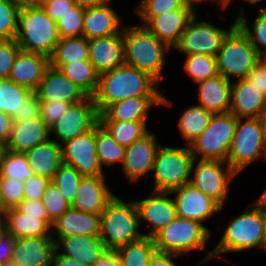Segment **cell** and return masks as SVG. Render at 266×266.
Returning a JSON list of instances; mask_svg holds the SVG:
<instances>
[{
    "label": "cell",
    "mask_w": 266,
    "mask_h": 266,
    "mask_svg": "<svg viewBox=\"0 0 266 266\" xmlns=\"http://www.w3.org/2000/svg\"><path fill=\"white\" fill-rule=\"evenodd\" d=\"M4 266H18V265L14 264V263H12V262H9V263H7V264L4 265Z\"/></svg>",
    "instance_id": "11e5206c"
},
{
    "label": "cell",
    "mask_w": 266,
    "mask_h": 266,
    "mask_svg": "<svg viewBox=\"0 0 266 266\" xmlns=\"http://www.w3.org/2000/svg\"><path fill=\"white\" fill-rule=\"evenodd\" d=\"M203 2H205V3H209V2L211 3L212 2L213 5L216 4L218 7H220L218 9H222V11L223 10L225 11L227 9L228 0H185V3L188 6H190L191 8H193L195 11H197V7H198L197 5H200Z\"/></svg>",
    "instance_id": "be15d7a7"
},
{
    "label": "cell",
    "mask_w": 266,
    "mask_h": 266,
    "mask_svg": "<svg viewBox=\"0 0 266 266\" xmlns=\"http://www.w3.org/2000/svg\"><path fill=\"white\" fill-rule=\"evenodd\" d=\"M170 193L175 202L177 217L205 223L210 231L206 221L225 209L189 183L173 189Z\"/></svg>",
    "instance_id": "e0dca14e"
},
{
    "label": "cell",
    "mask_w": 266,
    "mask_h": 266,
    "mask_svg": "<svg viewBox=\"0 0 266 266\" xmlns=\"http://www.w3.org/2000/svg\"><path fill=\"white\" fill-rule=\"evenodd\" d=\"M211 238H213L212 231L205 224L180 217H177L153 237L158 252L180 256L188 254L187 257L192 251H208L206 245Z\"/></svg>",
    "instance_id": "8992f818"
},
{
    "label": "cell",
    "mask_w": 266,
    "mask_h": 266,
    "mask_svg": "<svg viewBox=\"0 0 266 266\" xmlns=\"http://www.w3.org/2000/svg\"><path fill=\"white\" fill-rule=\"evenodd\" d=\"M19 9L41 7V0H11Z\"/></svg>",
    "instance_id": "e7e4bbea"
},
{
    "label": "cell",
    "mask_w": 266,
    "mask_h": 266,
    "mask_svg": "<svg viewBox=\"0 0 266 266\" xmlns=\"http://www.w3.org/2000/svg\"><path fill=\"white\" fill-rule=\"evenodd\" d=\"M16 238L4 227L0 230V265L4 266L12 261V254Z\"/></svg>",
    "instance_id": "9f6ffc18"
},
{
    "label": "cell",
    "mask_w": 266,
    "mask_h": 266,
    "mask_svg": "<svg viewBox=\"0 0 266 266\" xmlns=\"http://www.w3.org/2000/svg\"><path fill=\"white\" fill-rule=\"evenodd\" d=\"M84 8L75 5L56 22L60 38L81 37L83 33Z\"/></svg>",
    "instance_id": "7dc6e473"
},
{
    "label": "cell",
    "mask_w": 266,
    "mask_h": 266,
    "mask_svg": "<svg viewBox=\"0 0 266 266\" xmlns=\"http://www.w3.org/2000/svg\"><path fill=\"white\" fill-rule=\"evenodd\" d=\"M34 175L24 153L4 149L0 156V177L25 182Z\"/></svg>",
    "instance_id": "ab89813d"
},
{
    "label": "cell",
    "mask_w": 266,
    "mask_h": 266,
    "mask_svg": "<svg viewBox=\"0 0 266 266\" xmlns=\"http://www.w3.org/2000/svg\"><path fill=\"white\" fill-rule=\"evenodd\" d=\"M16 208L20 212L32 217H38V219L44 220L50 227L52 226V222L48 219L42 199H24L16 206Z\"/></svg>",
    "instance_id": "f5cc1de1"
},
{
    "label": "cell",
    "mask_w": 266,
    "mask_h": 266,
    "mask_svg": "<svg viewBox=\"0 0 266 266\" xmlns=\"http://www.w3.org/2000/svg\"><path fill=\"white\" fill-rule=\"evenodd\" d=\"M235 0H228L227 2V8L230 6V5H233L232 3L234 2ZM242 1V0H241ZM265 0H243V2H246L247 4L249 3L250 5H258L259 7V4Z\"/></svg>",
    "instance_id": "a7ac6f4b"
},
{
    "label": "cell",
    "mask_w": 266,
    "mask_h": 266,
    "mask_svg": "<svg viewBox=\"0 0 266 266\" xmlns=\"http://www.w3.org/2000/svg\"><path fill=\"white\" fill-rule=\"evenodd\" d=\"M50 181L51 180L36 174L30 179H27L24 182V199H42V196L45 193Z\"/></svg>",
    "instance_id": "816d5d0a"
},
{
    "label": "cell",
    "mask_w": 266,
    "mask_h": 266,
    "mask_svg": "<svg viewBox=\"0 0 266 266\" xmlns=\"http://www.w3.org/2000/svg\"><path fill=\"white\" fill-rule=\"evenodd\" d=\"M112 0L105 4L84 8L83 33L87 40L119 34L125 25L122 16L112 7Z\"/></svg>",
    "instance_id": "7402d4cb"
},
{
    "label": "cell",
    "mask_w": 266,
    "mask_h": 266,
    "mask_svg": "<svg viewBox=\"0 0 266 266\" xmlns=\"http://www.w3.org/2000/svg\"><path fill=\"white\" fill-rule=\"evenodd\" d=\"M123 42L125 64L147 73L161 85L172 49L140 24L124 25Z\"/></svg>",
    "instance_id": "3957f363"
},
{
    "label": "cell",
    "mask_w": 266,
    "mask_h": 266,
    "mask_svg": "<svg viewBox=\"0 0 266 266\" xmlns=\"http://www.w3.org/2000/svg\"><path fill=\"white\" fill-rule=\"evenodd\" d=\"M158 136L151 130L141 139L125 148V156L121 172L127 178L128 184H140L142 178H148L153 171L155 155L161 145Z\"/></svg>",
    "instance_id": "9a60e30c"
},
{
    "label": "cell",
    "mask_w": 266,
    "mask_h": 266,
    "mask_svg": "<svg viewBox=\"0 0 266 266\" xmlns=\"http://www.w3.org/2000/svg\"><path fill=\"white\" fill-rule=\"evenodd\" d=\"M176 9H193L185 0H139L135 14L140 18V25L146 26L154 17Z\"/></svg>",
    "instance_id": "7bdbcfd3"
},
{
    "label": "cell",
    "mask_w": 266,
    "mask_h": 266,
    "mask_svg": "<svg viewBox=\"0 0 266 266\" xmlns=\"http://www.w3.org/2000/svg\"><path fill=\"white\" fill-rule=\"evenodd\" d=\"M89 60L88 40L84 37H63L56 44L50 65L59 69L63 64Z\"/></svg>",
    "instance_id": "d6a6232c"
},
{
    "label": "cell",
    "mask_w": 266,
    "mask_h": 266,
    "mask_svg": "<svg viewBox=\"0 0 266 266\" xmlns=\"http://www.w3.org/2000/svg\"><path fill=\"white\" fill-rule=\"evenodd\" d=\"M193 159L189 145L175 148L161 144L153 165L152 191L170 192L188 184Z\"/></svg>",
    "instance_id": "ba28073f"
},
{
    "label": "cell",
    "mask_w": 266,
    "mask_h": 266,
    "mask_svg": "<svg viewBox=\"0 0 266 266\" xmlns=\"http://www.w3.org/2000/svg\"><path fill=\"white\" fill-rule=\"evenodd\" d=\"M34 93L39 101L60 100L72 104L85 100L88 95L70 79H68L60 69L51 65L46 69L41 82Z\"/></svg>",
    "instance_id": "d6986e66"
},
{
    "label": "cell",
    "mask_w": 266,
    "mask_h": 266,
    "mask_svg": "<svg viewBox=\"0 0 266 266\" xmlns=\"http://www.w3.org/2000/svg\"><path fill=\"white\" fill-rule=\"evenodd\" d=\"M98 122L99 113L95 102L93 97L88 96L85 100L72 104L65 114L49 128L50 138L61 145L91 130Z\"/></svg>",
    "instance_id": "4fadbf2b"
},
{
    "label": "cell",
    "mask_w": 266,
    "mask_h": 266,
    "mask_svg": "<svg viewBox=\"0 0 266 266\" xmlns=\"http://www.w3.org/2000/svg\"><path fill=\"white\" fill-rule=\"evenodd\" d=\"M91 266H122L116 250L106 249Z\"/></svg>",
    "instance_id": "91938a15"
},
{
    "label": "cell",
    "mask_w": 266,
    "mask_h": 266,
    "mask_svg": "<svg viewBox=\"0 0 266 266\" xmlns=\"http://www.w3.org/2000/svg\"><path fill=\"white\" fill-rule=\"evenodd\" d=\"M109 0H74L75 5L89 8V7H96L105 4Z\"/></svg>",
    "instance_id": "003e7915"
},
{
    "label": "cell",
    "mask_w": 266,
    "mask_h": 266,
    "mask_svg": "<svg viewBox=\"0 0 266 266\" xmlns=\"http://www.w3.org/2000/svg\"><path fill=\"white\" fill-rule=\"evenodd\" d=\"M175 257L182 258L180 255L156 251L150 258L148 266H178V264L174 262Z\"/></svg>",
    "instance_id": "680465c9"
},
{
    "label": "cell",
    "mask_w": 266,
    "mask_h": 266,
    "mask_svg": "<svg viewBox=\"0 0 266 266\" xmlns=\"http://www.w3.org/2000/svg\"><path fill=\"white\" fill-rule=\"evenodd\" d=\"M4 149H5V145L2 142H0V156L3 153Z\"/></svg>",
    "instance_id": "753ad0ef"
},
{
    "label": "cell",
    "mask_w": 266,
    "mask_h": 266,
    "mask_svg": "<svg viewBox=\"0 0 266 266\" xmlns=\"http://www.w3.org/2000/svg\"><path fill=\"white\" fill-rule=\"evenodd\" d=\"M41 115V102L38 100L37 95L32 92L26 99L22 108L20 109L19 115H13V122L30 120L39 118Z\"/></svg>",
    "instance_id": "11a10c76"
},
{
    "label": "cell",
    "mask_w": 266,
    "mask_h": 266,
    "mask_svg": "<svg viewBox=\"0 0 266 266\" xmlns=\"http://www.w3.org/2000/svg\"><path fill=\"white\" fill-rule=\"evenodd\" d=\"M215 59L218 74L232 82L233 79H245L261 57L236 25L224 38Z\"/></svg>",
    "instance_id": "52a82bcc"
},
{
    "label": "cell",
    "mask_w": 266,
    "mask_h": 266,
    "mask_svg": "<svg viewBox=\"0 0 266 266\" xmlns=\"http://www.w3.org/2000/svg\"><path fill=\"white\" fill-rule=\"evenodd\" d=\"M156 251L154 239L148 236L116 249L122 266H148Z\"/></svg>",
    "instance_id": "d590c367"
},
{
    "label": "cell",
    "mask_w": 266,
    "mask_h": 266,
    "mask_svg": "<svg viewBox=\"0 0 266 266\" xmlns=\"http://www.w3.org/2000/svg\"><path fill=\"white\" fill-rule=\"evenodd\" d=\"M125 148L118 144L99 122L96 124V154L103 170L104 167L111 168L116 164L122 166Z\"/></svg>",
    "instance_id": "8d00e7d4"
},
{
    "label": "cell",
    "mask_w": 266,
    "mask_h": 266,
    "mask_svg": "<svg viewBox=\"0 0 266 266\" xmlns=\"http://www.w3.org/2000/svg\"><path fill=\"white\" fill-rule=\"evenodd\" d=\"M141 96H163L160 84L147 73L124 63L99 75L92 97L98 113H103L116 102Z\"/></svg>",
    "instance_id": "6da1fadb"
},
{
    "label": "cell",
    "mask_w": 266,
    "mask_h": 266,
    "mask_svg": "<svg viewBox=\"0 0 266 266\" xmlns=\"http://www.w3.org/2000/svg\"><path fill=\"white\" fill-rule=\"evenodd\" d=\"M12 125V117L0 111V142H2L4 145L10 138Z\"/></svg>",
    "instance_id": "94428289"
},
{
    "label": "cell",
    "mask_w": 266,
    "mask_h": 266,
    "mask_svg": "<svg viewBox=\"0 0 266 266\" xmlns=\"http://www.w3.org/2000/svg\"><path fill=\"white\" fill-rule=\"evenodd\" d=\"M19 11L11 0H0V40L15 39Z\"/></svg>",
    "instance_id": "f6af8a7d"
},
{
    "label": "cell",
    "mask_w": 266,
    "mask_h": 266,
    "mask_svg": "<svg viewBox=\"0 0 266 266\" xmlns=\"http://www.w3.org/2000/svg\"><path fill=\"white\" fill-rule=\"evenodd\" d=\"M236 177L238 174L227 162L194 158L189 184L224 208L229 200L230 184Z\"/></svg>",
    "instance_id": "8fae6325"
},
{
    "label": "cell",
    "mask_w": 266,
    "mask_h": 266,
    "mask_svg": "<svg viewBox=\"0 0 266 266\" xmlns=\"http://www.w3.org/2000/svg\"><path fill=\"white\" fill-rule=\"evenodd\" d=\"M260 10H266V5L260 8Z\"/></svg>",
    "instance_id": "2a66077c"
},
{
    "label": "cell",
    "mask_w": 266,
    "mask_h": 266,
    "mask_svg": "<svg viewBox=\"0 0 266 266\" xmlns=\"http://www.w3.org/2000/svg\"><path fill=\"white\" fill-rule=\"evenodd\" d=\"M24 154L34 173L49 180H52L63 164L62 147L51 138L36 145Z\"/></svg>",
    "instance_id": "4dcf8cb0"
},
{
    "label": "cell",
    "mask_w": 266,
    "mask_h": 266,
    "mask_svg": "<svg viewBox=\"0 0 266 266\" xmlns=\"http://www.w3.org/2000/svg\"><path fill=\"white\" fill-rule=\"evenodd\" d=\"M49 138L50 129L41 117L15 121L12 125L10 138L5 144V149L25 153Z\"/></svg>",
    "instance_id": "83f0119b"
},
{
    "label": "cell",
    "mask_w": 266,
    "mask_h": 266,
    "mask_svg": "<svg viewBox=\"0 0 266 266\" xmlns=\"http://www.w3.org/2000/svg\"><path fill=\"white\" fill-rule=\"evenodd\" d=\"M254 209H257L261 212H266V188L264 189L263 193L260 196L253 200V203L250 204Z\"/></svg>",
    "instance_id": "03108f58"
},
{
    "label": "cell",
    "mask_w": 266,
    "mask_h": 266,
    "mask_svg": "<svg viewBox=\"0 0 266 266\" xmlns=\"http://www.w3.org/2000/svg\"><path fill=\"white\" fill-rule=\"evenodd\" d=\"M197 12L189 20L179 42L173 48L182 55L204 54L216 56L227 34L236 26L234 19L228 29L207 20H198Z\"/></svg>",
    "instance_id": "7c38bea8"
},
{
    "label": "cell",
    "mask_w": 266,
    "mask_h": 266,
    "mask_svg": "<svg viewBox=\"0 0 266 266\" xmlns=\"http://www.w3.org/2000/svg\"><path fill=\"white\" fill-rule=\"evenodd\" d=\"M82 177L74 167L63 163L51 182L58 187L68 204L72 205Z\"/></svg>",
    "instance_id": "ee69618b"
},
{
    "label": "cell",
    "mask_w": 266,
    "mask_h": 266,
    "mask_svg": "<svg viewBox=\"0 0 266 266\" xmlns=\"http://www.w3.org/2000/svg\"><path fill=\"white\" fill-rule=\"evenodd\" d=\"M212 115L199 104H192L181 112L177 127L186 145H190L206 129Z\"/></svg>",
    "instance_id": "836d02e7"
},
{
    "label": "cell",
    "mask_w": 266,
    "mask_h": 266,
    "mask_svg": "<svg viewBox=\"0 0 266 266\" xmlns=\"http://www.w3.org/2000/svg\"><path fill=\"white\" fill-rule=\"evenodd\" d=\"M185 61L182 65L185 75L189 76L191 82L197 84L206 79L216 77L218 74L216 59L214 56L204 54L184 55Z\"/></svg>",
    "instance_id": "b9f144b4"
},
{
    "label": "cell",
    "mask_w": 266,
    "mask_h": 266,
    "mask_svg": "<svg viewBox=\"0 0 266 266\" xmlns=\"http://www.w3.org/2000/svg\"><path fill=\"white\" fill-rule=\"evenodd\" d=\"M265 104L266 95L246 79L232 81L230 112L237 118H259Z\"/></svg>",
    "instance_id": "484cf974"
},
{
    "label": "cell",
    "mask_w": 266,
    "mask_h": 266,
    "mask_svg": "<svg viewBox=\"0 0 266 266\" xmlns=\"http://www.w3.org/2000/svg\"><path fill=\"white\" fill-rule=\"evenodd\" d=\"M254 248L266 251L263 212L250 204L241 214L231 216L215 248L208 251L196 265L203 266L214 258H221L224 253L249 252Z\"/></svg>",
    "instance_id": "7a4b0ae2"
},
{
    "label": "cell",
    "mask_w": 266,
    "mask_h": 266,
    "mask_svg": "<svg viewBox=\"0 0 266 266\" xmlns=\"http://www.w3.org/2000/svg\"><path fill=\"white\" fill-rule=\"evenodd\" d=\"M99 123L118 144L125 147L150 131L147 121H99Z\"/></svg>",
    "instance_id": "f35d334b"
},
{
    "label": "cell",
    "mask_w": 266,
    "mask_h": 266,
    "mask_svg": "<svg viewBox=\"0 0 266 266\" xmlns=\"http://www.w3.org/2000/svg\"><path fill=\"white\" fill-rule=\"evenodd\" d=\"M24 182L0 177V208L5 211L24 200Z\"/></svg>",
    "instance_id": "bcb514c9"
},
{
    "label": "cell",
    "mask_w": 266,
    "mask_h": 266,
    "mask_svg": "<svg viewBox=\"0 0 266 266\" xmlns=\"http://www.w3.org/2000/svg\"><path fill=\"white\" fill-rule=\"evenodd\" d=\"M20 51L15 39L0 40V79H8L17 53Z\"/></svg>",
    "instance_id": "681fc988"
},
{
    "label": "cell",
    "mask_w": 266,
    "mask_h": 266,
    "mask_svg": "<svg viewBox=\"0 0 266 266\" xmlns=\"http://www.w3.org/2000/svg\"><path fill=\"white\" fill-rule=\"evenodd\" d=\"M147 197L134 200L139 214L140 226L147 222L145 228L150 230L144 236L153 238L160 230L177 218L176 206L170 192L150 191Z\"/></svg>",
    "instance_id": "2e32d148"
},
{
    "label": "cell",
    "mask_w": 266,
    "mask_h": 266,
    "mask_svg": "<svg viewBox=\"0 0 266 266\" xmlns=\"http://www.w3.org/2000/svg\"><path fill=\"white\" fill-rule=\"evenodd\" d=\"M259 118L262 122V126H263V129L265 131V135H266V104H265L263 111L261 112V115Z\"/></svg>",
    "instance_id": "89a4df30"
},
{
    "label": "cell",
    "mask_w": 266,
    "mask_h": 266,
    "mask_svg": "<svg viewBox=\"0 0 266 266\" xmlns=\"http://www.w3.org/2000/svg\"><path fill=\"white\" fill-rule=\"evenodd\" d=\"M88 47L89 61L99 75L125 63L123 30L116 35L89 39Z\"/></svg>",
    "instance_id": "603a6c76"
},
{
    "label": "cell",
    "mask_w": 266,
    "mask_h": 266,
    "mask_svg": "<svg viewBox=\"0 0 266 266\" xmlns=\"http://www.w3.org/2000/svg\"><path fill=\"white\" fill-rule=\"evenodd\" d=\"M3 226L16 239L52 236L51 227L44 220L26 215L16 207L4 211Z\"/></svg>",
    "instance_id": "1f68e13d"
},
{
    "label": "cell",
    "mask_w": 266,
    "mask_h": 266,
    "mask_svg": "<svg viewBox=\"0 0 266 266\" xmlns=\"http://www.w3.org/2000/svg\"><path fill=\"white\" fill-rule=\"evenodd\" d=\"M59 69L88 96L92 97L95 94L99 74L89 60L63 64Z\"/></svg>",
    "instance_id": "74e56055"
},
{
    "label": "cell",
    "mask_w": 266,
    "mask_h": 266,
    "mask_svg": "<svg viewBox=\"0 0 266 266\" xmlns=\"http://www.w3.org/2000/svg\"><path fill=\"white\" fill-rule=\"evenodd\" d=\"M50 266H90L81 260H76L72 257H67L65 255L60 254L57 250H55Z\"/></svg>",
    "instance_id": "6125c7cd"
},
{
    "label": "cell",
    "mask_w": 266,
    "mask_h": 266,
    "mask_svg": "<svg viewBox=\"0 0 266 266\" xmlns=\"http://www.w3.org/2000/svg\"><path fill=\"white\" fill-rule=\"evenodd\" d=\"M263 220H264V230H265V238H266V212H263Z\"/></svg>",
    "instance_id": "8c879c8a"
},
{
    "label": "cell",
    "mask_w": 266,
    "mask_h": 266,
    "mask_svg": "<svg viewBox=\"0 0 266 266\" xmlns=\"http://www.w3.org/2000/svg\"><path fill=\"white\" fill-rule=\"evenodd\" d=\"M260 61L266 66V57H262Z\"/></svg>",
    "instance_id": "34e18365"
},
{
    "label": "cell",
    "mask_w": 266,
    "mask_h": 266,
    "mask_svg": "<svg viewBox=\"0 0 266 266\" xmlns=\"http://www.w3.org/2000/svg\"><path fill=\"white\" fill-rule=\"evenodd\" d=\"M101 215L83 212L70 207L51 226L55 243L62 237L76 235L100 236Z\"/></svg>",
    "instance_id": "44dd1931"
},
{
    "label": "cell",
    "mask_w": 266,
    "mask_h": 266,
    "mask_svg": "<svg viewBox=\"0 0 266 266\" xmlns=\"http://www.w3.org/2000/svg\"><path fill=\"white\" fill-rule=\"evenodd\" d=\"M15 40L20 50L50 58L60 36L56 22L42 7H33L20 9Z\"/></svg>",
    "instance_id": "5b68a950"
},
{
    "label": "cell",
    "mask_w": 266,
    "mask_h": 266,
    "mask_svg": "<svg viewBox=\"0 0 266 266\" xmlns=\"http://www.w3.org/2000/svg\"><path fill=\"white\" fill-rule=\"evenodd\" d=\"M56 250L67 257L81 260L88 265L94 264L106 250L100 236L76 235L60 238Z\"/></svg>",
    "instance_id": "f546056e"
},
{
    "label": "cell",
    "mask_w": 266,
    "mask_h": 266,
    "mask_svg": "<svg viewBox=\"0 0 266 266\" xmlns=\"http://www.w3.org/2000/svg\"><path fill=\"white\" fill-rule=\"evenodd\" d=\"M256 89L266 95V66L260 61L257 66L245 77Z\"/></svg>",
    "instance_id": "6f0895ef"
},
{
    "label": "cell",
    "mask_w": 266,
    "mask_h": 266,
    "mask_svg": "<svg viewBox=\"0 0 266 266\" xmlns=\"http://www.w3.org/2000/svg\"><path fill=\"white\" fill-rule=\"evenodd\" d=\"M196 13L194 9H176L154 17L146 27L160 41L172 50L179 42L189 20Z\"/></svg>",
    "instance_id": "4316f807"
},
{
    "label": "cell",
    "mask_w": 266,
    "mask_h": 266,
    "mask_svg": "<svg viewBox=\"0 0 266 266\" xmlns=\"http://www.w3.org/2000/svg\"><path fill=\"white\" fill-rule=\"evenodd\" d=\"M56 243L52 236L16 239L12 263L18 266H50Z\"/></svg>",
    "instance_id": "cb8c5ba5"
},
{
    "label": "cell",
    "mask_w": 266,
    "mask_h": 266,
    "mask_svg": "<svg viewBox=\"0 0 266 266\" xmlns=\"http://www.w3.org/2000/svg\"><path fill=\"white\" fill-rule=\"evenodd\" d=\"M238 8L239 11L234 18L236 25L250 40L251 45L255 48L258 55L261 58L266 57V10L259 9L255 20L250 25L243 6Z\"/></svg>",
    "instance_id": "e575fe53"
},
{
    "label": "cell",
    "mask_w": 266,
    "mask_h": 266,
    "mask_svg": "<svg viewBox=\"0 0 266 266\" xmlns=\"http://www.w3.org/2000/svg\"><path fill=\"white\" fill-rule=\"evenodd\" d=\"M172 103L165 95L131 97L116 102L103 113H99V121H148L151 109L155 106L169 108Z\"/></svg>",
    "instance_id": "ac0fdd59"
},
{
    "label": "cell",
    "mask_w": 266,
    "mask_h": 266,
    "mask_svg": "<svg viewBox=\"0 0 266 266\" xmlns=\"http://www.w3.org/2000/svg\"><path fill=\"white\" fill-rule=\"evenodd\" d=\"M262 158L266 160V135L260 118H237L227 163L239 175Z\"/></svg>",
    "instance_id": "9c48e42d"
},
{
    "label": "cell",
    "mask_w": 266,
    "mask_h": 266,
    "mask_svg": "<svg viewBox=\"0 0 266 266\" xmlns=\"http://www.w3.org/2000/svg\"><path fill=\"white\" fill-rule=\"evenodd\" d=\"M115 195L108 186L107 176H83L71 207L101 214Z\"/></svg>",
    "instance_id": "ffe728a7"
},
{
    "label": "cell",
    "mask_w": 266,
    "mask_h": 266,
    "mask_svg": "<svg viewBox=\"0 0 266 266\" xmlns=\"http://www.w3.org/2000/svg\"><path fill=\"white\" fill-rule=\"evenodd\" d=\"M237 117L230 111L213 114L206 129L189 145L197 159L227 162Z\"/></svg>",
    "instance_id": "30bf717a"
},
{
    "label": "cell",
    "mask_w": 266,
    "mask_h": 266,
    "mask_svg": "<svg viewBox=\"0 0 266 266\" xmlns=\"http://www.w3.org/2000/svg\"><path fill=\"white\" fill-rule=\"evenodd\" d=\"M41 102V119L50 128L56 121L59 120L72 103L54 100V101H40Z\"/></svg>",
    "instance_id": "f907efd6"
},
{
    "label": "cell",
    "mask_w": 266,
    "mask_h": 266,
    "mask_svg": "<svg viewBox=\"0 0 266 266\" xmlns=\"http://www.w3.org/2000/svg\"><path fill=\"white\" fill-rule=\"evenodd\" d=\"M49 66L50 58L46 55L20 50L8 79L34 92Z\"/></svg>",
    "instance_id": "d4e9b609"
},
{
    "label": "cell",
    "mask_w": 266,
    "mask_h": 266,
    "mask_svg": "<svg viewBox=\"0 0 266 266\" xmlns=\"http://www.w3.org/2000/svg\"><path fill=\"white\" fill-rule=\"evenodd\" d=\"M31 90L20 86L9 79H0V111L9 116L19 115L20 109Z\"/></svg>",
    "instance_id": "60d3db41"
},
{
    "label": "cell",
    "mask_w": 266,
    "mask_h": 266,
    "mask_svg": "<svg viewBox=\"0 0 266 266\" xmlns=\"http://www.w3.org/2000/svg\"><path fill=\"white\" fill-rule=\"evenodd\" d=\"M74 6V0H46L41 7L48 16L57 22Z\"/></svg>",
    "instance_id": "db71d44e"
},
{
    "label": "cell",
    "mask_w": 266,
    "mask_h": 266,
    "mask_svg": "<svg viewBox=\"0 0 266 266\" xmlns=\"http://www.w3.org/2000/svg\"><path fill=\"white\" fill-rule=\"evenodd\" d=\"M232 82L221 76L203 80L197 85V104L212 114L230 111Z\"/></svg>",
    "instance_id": "f1b7e54d"
},
{
    "label": "cell",
    "mask_w": 266,
    "mask_h": 266,
    "mask_svg": "<svg viewBox=\"0 0 266 266\" xmlns=\"http://www.w3.org/2000/svg\"><path fill=\"white\" fill-rule=\"evenodd\" d=\"M3 220H4V211L0 208V230L4 227Z\"/></svg>",
    "instance_id": "2644e50d"
},
{
    "label": "cell",
    "mask_w": 266,
    "mask_h": 266,
    "mask_svg": "<svg viewBox=\"0 0 266 266\" xmlns=\"http://www.w3.org/2000/svg\"><path fill=\"white\" fill-rule=\"evenodd\" d=\"M100 215V238L106 249L116 250L144 236L134 200L115 195Z\"/></svg>",
    "instance_id": "277c9868"
},
{
    "label": "cell",
    "mask_w": 266,
    "mask_h": 266,
    "mask_svg": "<svg viewBox=\"0 0 266 266\" xmlns=\"http://www.w3.org/2000/svg\"><path fill=\"white\" fill-rule=\"evenodd\" d=\"M42 202L51 222H54L71 207L58 190V187L51 181L42 196Z\"/></svg>",
    "instance_id": "c3c4849f"
},
{
    "label": "cell",
    "mask_w": 266,
    "mask_h": 266,
    "mask_svg": "<svg viewBox=\"0 0 266 266\" xmlns=\"http://www.w3.org/2000/svg\"><path fill=\"white\" fill-rule=\"evenodd\" d=\"M61 147L63 163L74 167L82 176H107L96 154V125Z\"/></svg>",
    "instance_id": "5bb4252c"
}]
</instances>
